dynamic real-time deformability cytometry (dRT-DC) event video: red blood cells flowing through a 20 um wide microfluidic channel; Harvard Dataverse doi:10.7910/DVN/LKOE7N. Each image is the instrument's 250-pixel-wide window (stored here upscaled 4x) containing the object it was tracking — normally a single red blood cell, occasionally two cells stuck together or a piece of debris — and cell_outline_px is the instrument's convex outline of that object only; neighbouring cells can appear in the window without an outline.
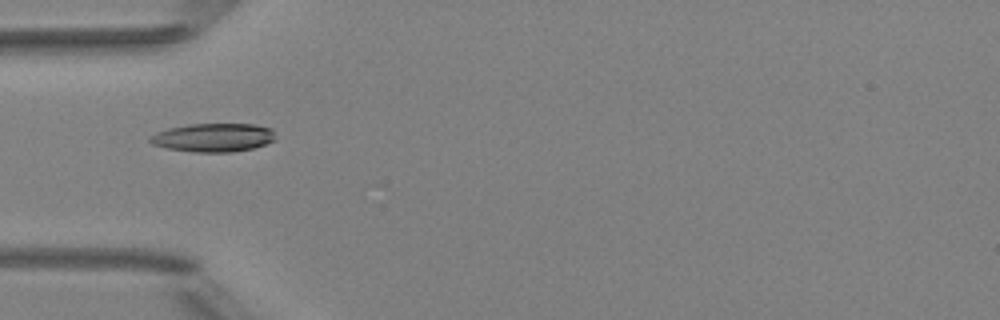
{"species": "Egyptian fruit bat (a non-hibernating species)", "species_latin": "Rousettus aegyptiacus", "temperature_condition": "room temperature", "stored_images_in_passage": 2, "camera_frame_rate_fps": 3000, "um_per_image_px": 0.085, "animal": {"sex": "female"}, "frame": {"image": 1, "passage_image": 1, "time_ms": 0.0, "image_size_px": [1000, 320], "cell_outline_px": [[276, 140], [252, 148], [232, 152], [192, 152], [168, 148], [152, 144], [148, 140], [148, 136], [156, 132], [168, 128], [188, 124], [252, 124], [272, 128]], "centroid_in_image_um": [18.11, 11.69], "position_along_channel_um": 66.9, "area_um2": 20.92}}
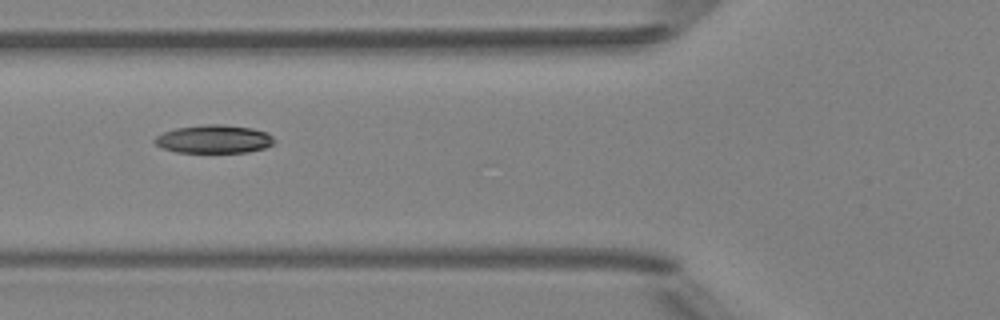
{"frame": {"image": 2, "passage_image": 2, "time_ms": 1.0, "image_size_px": [1000, 320], "cell_outline_px": [[276, 140], [272, 144], [264, 148], [248, 152], [176, 152], [164, 148], [156, 144], [152, 140], [156, 136], [164, 132], [176, 128], [208, 124], [224, 124], [252, 128], [268, 132]], "centroid_in_image_um": [18.21, 11.82], "position_along_channel_um": 107.6, "area_um2": 19.65}}